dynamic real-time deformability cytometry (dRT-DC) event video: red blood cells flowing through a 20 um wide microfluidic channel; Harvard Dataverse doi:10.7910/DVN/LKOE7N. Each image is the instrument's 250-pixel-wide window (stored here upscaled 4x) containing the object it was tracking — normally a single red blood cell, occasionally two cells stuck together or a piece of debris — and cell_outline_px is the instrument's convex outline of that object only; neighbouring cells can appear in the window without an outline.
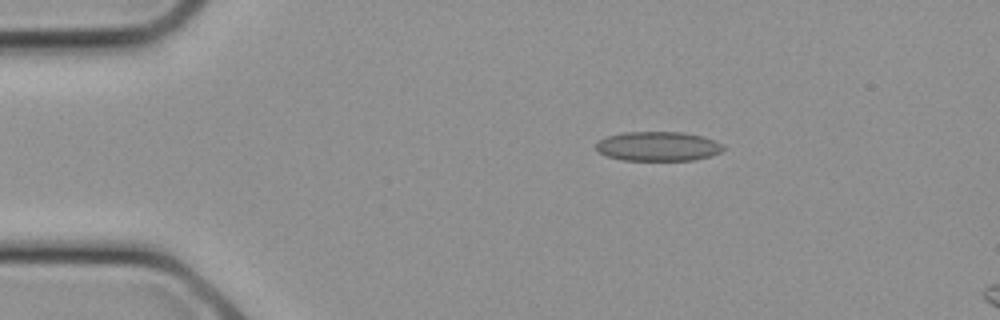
{"species": "common noctule bat (a hibernating species)", "species_latin": "Nyctalus noctula", "temperature_condition": "cold", "stored_images_in_passage": 4, "camera_frame_rate_fps": 3000, "um_per_image_px": 0.085, "animal": {"sex": "female", "body_mass_g": 21.9}, "frame": {"image": 1, "passage_image": 1, "time_ms": 0.0, "image_size_px": [1000, 320], "cell_outline_px": [[724, 148], [720, 152], [712, 156], [692, 160], [620, 160], [608, 156], [600, 152], [596, 148], [596, 144], [600, 140], [608, 136], [624, 132], [680, 132], [704, 136], [720, 144]], "centroid_in_image_um": [55.93, 12.44], "position_along_channel_um": 29.1, "area_um2": 21.62}}